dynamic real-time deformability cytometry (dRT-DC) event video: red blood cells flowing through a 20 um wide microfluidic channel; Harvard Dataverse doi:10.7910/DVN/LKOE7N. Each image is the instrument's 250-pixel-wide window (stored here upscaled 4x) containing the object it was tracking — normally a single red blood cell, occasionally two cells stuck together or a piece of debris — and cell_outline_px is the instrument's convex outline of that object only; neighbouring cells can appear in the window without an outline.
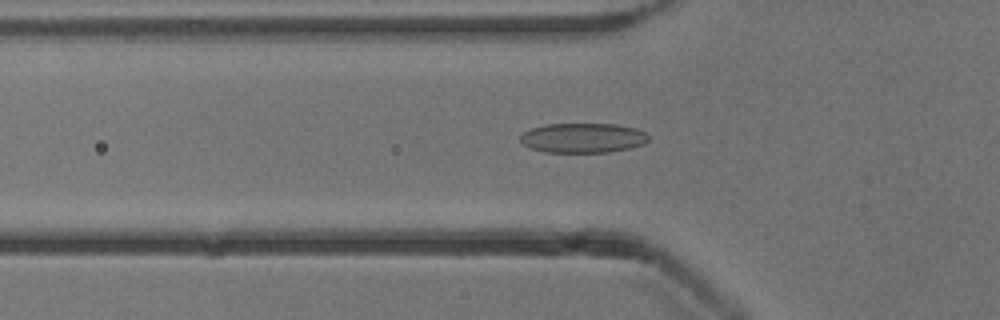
{"species": "common noctule bat (a hibernating species)", "species_latin": "Nyctalus noctula", "temperature_condition": "cold", "stored_images_in_passage": 41, "camera_frame_rate_fps": 3000, "um_per_image_px": 0.085, "animal": {"sex": "male", "body_mass_g": 13.3}, "frame": {"image": 1, "passage_image": 6, "time_ms": 1.667, "image_size_px": [1000, 320], "cell_outline_px": [[648, 140], [644, 144], [628, 148], [608, 152], [544, 152], [532, 148], [524, 144], [520, 140], [520, 136], [524, 132], [532, 128], [544, 124], [616, 124], [636, 128], [644, 132], [648, 136]], "centroid_in_image_um": [49.55, 11.72], "position_along_channel_um": 76.3, "area_um2": 22.08}}
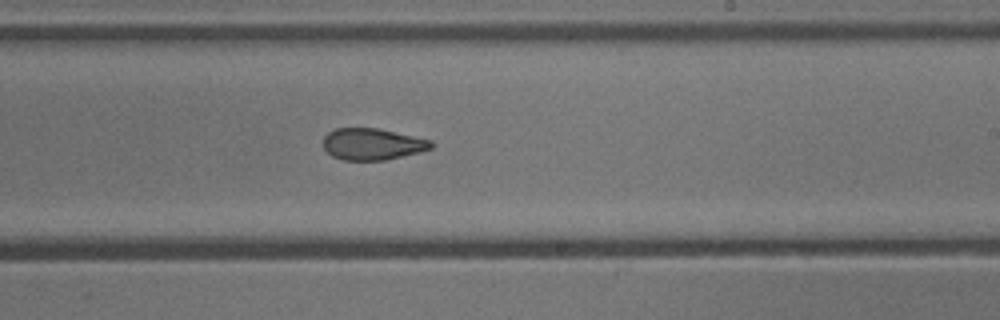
{"frame": {"image": 2, "passage_image": 20, "time_ms": 6.333, "image_size_px": [1000, 320], "cell_outline_px": [[436, 144], [432, 148], [420, 152], [384, 160], [344, 160], [332, 156], [324, 148], [324, 136], [328, 132], [336, 128], [376, 128], [432, 140]], "centroid_in_image_um": [31.67, 12.25], "position_along_channel_um": 257.3, "area_um2": 19.83}}
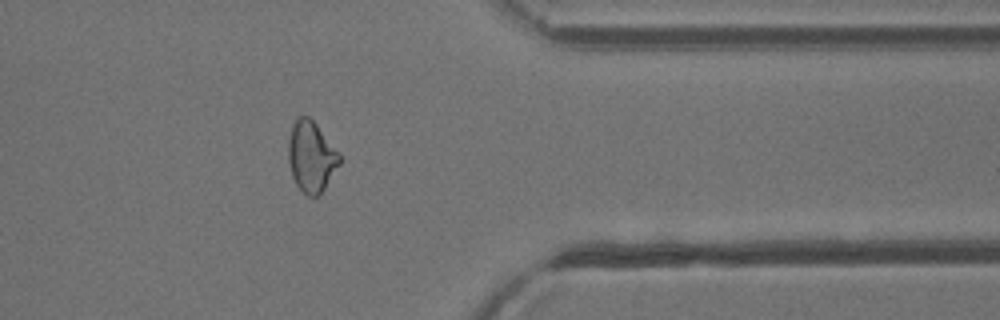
{"frame": {"image": 3, "passage_image": 31, "time_ms": 10.0, "image_size_px": [1000, 320], "cell_outline_px": [[340, 164], [324, 188], [316, 196], [308, 196], [296, 184], [292, 176], [288, 160], [288, 140], [292, 124], [300, 116], [308, 116], [316, 124], [340, 152]], "centroid_in_image_um": [26.45, 13.29], "position_along_channel_um": 384.9, "area_um2": 20.98}, "authors_computed_cell_mechanics": {"area_um2": 21.386, "velocity_mm_per_s": 3.857, "shape_relaxation_time_tau1_ms": 10.1831, "shape_relaxation_time_tau2_ms": 2.2613, "deformation_change_tau1": 0.1781, "deformation_change_tau2": 0.0898}}